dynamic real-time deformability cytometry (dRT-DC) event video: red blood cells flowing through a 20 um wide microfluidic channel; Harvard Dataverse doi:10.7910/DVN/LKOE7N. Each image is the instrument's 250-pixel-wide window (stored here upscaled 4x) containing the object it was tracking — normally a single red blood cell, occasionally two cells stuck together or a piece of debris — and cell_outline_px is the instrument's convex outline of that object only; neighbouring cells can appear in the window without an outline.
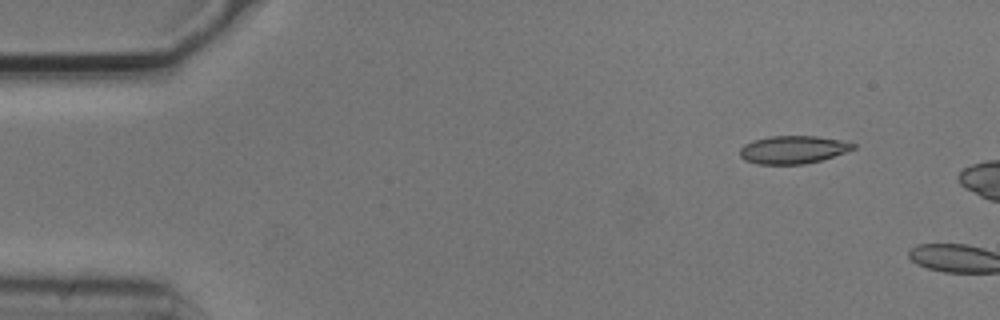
{"species": "common noctule bat (a hibernating species)", "species_latin": "Nyctalus noctula", "temperature_condition": "cold", "stored_images_in_passage": 2, "camera_frame_rate_fps": 3000, "um_per_image_px": 0.085, "animal": {"sex": "male", "body_mass_g": 20.5, "forearm_length_mm": 52.5}, "frame": {"image": 1, "passage_image": 1, "time_ms": 0.0, "image_size_px": [1000, 320], "cell_outline_px": [[856, 148], [820, 160], [804, 164], [756, 164], [744, 160], [740, 156], [740, 148], [744, 144], [752, 140], [772, 136], [816, 136], [840, 140], [856, 144]], "centroid_in_image_um": [67.36, 12.72], "position_along_channel_um": 17.6, "area_um2": 18.32}}